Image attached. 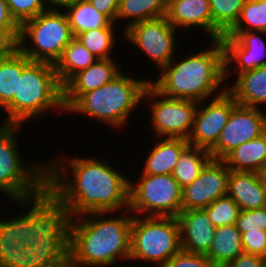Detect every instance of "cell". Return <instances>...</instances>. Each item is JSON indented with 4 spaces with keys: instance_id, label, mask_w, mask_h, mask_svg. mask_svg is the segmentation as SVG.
<instances>
[{
    "instance_id": "6da1fadb",
    "label": "cell",
    "mask_w": 266,
    "mask_h": 267,
    "mask_svg": "<svg viewBox=\"0 0 266 267\" xmlns=\"http://www.w3.org/2000/svg\"><path fill=\"white\" fill-rule=\"evenodd\" d=\"M100 160L81 156L71 158L66 165L61 159L46 163V185L69 208L72 218L90 212L129 210V178Z\"/></svg>"
},
{
    "instance_id": "7a4b0ae2",
    "label": "cell",
    "mask_w": 266,
    "mask_h": 267,
    "mask_svg": "<svg viewBox=\"0 0 266 267\" xmlns=\"http://www.w3.org/2000/svg\"><path fill=\"white\" fill-rule=\"evenodd\" d=\"M113 212H90L72 218L68 267H103L130 258L133 214L110 217ZM101 215V216H100ZM127 216V217H126Z\"/></svg>"
},
{
    "instance_id": "3957f363",
    "label": "cell",
    "mask_w": 266,
    "mask_h": 267,
    "mask_svg": "<svg viewBox=\"0 0 266 267\" xmlns=\"http://www.w3.org/2000/svg\"><path fill=\"white\" fill-rule=\"evenodd\" d=\"M212 42V48L186 55L183 60L173 58L150 84L166 97L205 102L226 80L223 44L220 39Z\"/></svg>"
},
{
    "instance_id": "277c9868",
    "label": "cell",
    "mask_w": 266,
    "mask_h": 267,
    "mask_svg": "<svg viewBox=\"0 0 266 267\" xmlns=\"http://www.w3.org/2000/svg\"><path fill=\"white\" fill-rule=\"evenodd\" d=\"M49 108L66 112L63 86L53 64L30 61L18 75L17 93L5 109L8 116L2 124L23 125L32 117H42Z\"/></svg>"
},
{
    "instance_id": "5b68a950",
    "label": "cell",
    "mask_w": 266,
    "mask_h": 267,
    "mask_svg": "<svg viewBox=\"0 0 266 267\" xmlns=\"http://www.w3.org/2000/svg\"><path fill=\"white\" fill-rule=\"evenodd\" d=\"M124 72L102 87L83 93L65 113L85 114L114 128L127 124L141 104L150 80H137Z\"/></svg>"
},
{
    "instance_id": "8992f818",
    "label": "cell",
    "mask_w": 266,
    "mask_h": 267,
    "mask_svg": "<svg viewBox=\"0 0 266 267\" xmlns=\"http://www.w3.org/2000/svg\"><path fill=\"white\" fill-rule=\"evenodd\" d=\"M22 126L1 124L0 127V191L13 202L38 193L47 178L45 163L25 166L20 156L16 135Z\"/></svg>"
},
{
    "instance_id": "52a82bcc",
    "label": "cell",
    "mask_w": 266,
    "mask_h": 267,
    "mask_svg": "<svg viewBox=\"0 0 266 267\" xmlns=\"http://www.w3.org/2000/svg\"><path fill=\"white\" fill-rule=\"evenodd\" d=\"M73 38L65 12L46 10L20 26L16 47L31 61L55 65Z\"/></svg>"
},
{
    "instance_id": "ba28073f",
    "label": "cell",
    "mask_w": 266,
    "mask_h": 267,
    "mask_svg": "<svg viewBox=\"0 0 266 267\" xmlns=\"http://www.w3.org/2000/svg\"><path fill=\"white\" fill-rule=\"evenodd\" d=\"M180 250L177 217L133 215L129 260L149 261L148 263L156 264V267H162Z\"/></svg>"
},
{
    "instance_id": "9c48e42d",
    "label": "cell",
    "mask_w": 266,
    "mask_h": 267,
    "mask_svg": "<svg viewBox=\"0 0 266 267\" xmlns=\"http://www.w3.org/2000/svg\"><path fill=\"white\" fill-rule=\"evenodd\" d=\"M136 182L130 181L129 210L142 216L177 217L182 211V188L172 175L140 173ZM140 213V214H139Z\"/></svg>"
},
{
    "instance_id": "30bf717a",
    "label": "cell",
    "mask_w": 266,
    "mask_h": 267,
    "mask_svg": "<svg viewBox=\"0 0 266 267\" xmlns=\"http://www.w3.org/2000/svg\"><path fill=\"white\" fill-rule=\"evenodd\" d=\"M14 202L20 207H30L26 214L33 221L31 241L47 240L50 236H70V210L47 185L38 193Z\"/></svg>"
},
{
    "instance_id": "8fae6325",
    "label": "cell",
    "mask_w": 266,
    "mask_h": 267,
    "mask_svg": "<svg viewBox=\"0 0 266 267\" xmlns=\"http://www.w3.org/2000/svg\"><path fill=\"white\" fill-rule=\"evenodd\" d=\"M147 97L156 100L150 105V122L155 136L187 140L193 128L194 116L199 102L166 97L161 95L151 84L143 95V98L146 99Z\"/></svg>"
},
{
    "instance_id": "7c38bea8",
    "label": "cell",
    "mask_w": 266,
    "mask_h": 267,
    "mask_svg": "<svg viewBox=\"0 0 266 267\" xmlns=\"http://www.w3.org/2000/svg\"><path fill=\"white\" fill-rule=\"evenodd\" d=\"M176 31L178 30L164 16L134 23L125 29L122 36L148 55L161 70L174 57Z\"/></svg>"
},
{
    "instance_id": "4fadbf2b",
    "label": "cell",
    "mask_w": 266,
    "mask_h": 267,
    "mask_svg": "<svg viewBox=\"0 0 266 267\" xmlns=\"http://www.w3.org/2000/svg\"><path fill=\"white\" fill-rule=\"evenodd\" d=\"M227 88L221 89V92L219 91V94L211 98V102H207L201 109L199 106H202L204 101L199 102L192 131L187 138L190 145L210 151L217 144L232 109L238 104Z\"/></svg>"
},
{
    "instance_id": "5bb4252c",
    "label": "cell",
    "mask_w": 266,
    "mask_h": 267,
    "mask_svg": "<svg viewBox=\"0 0 266 267\" xmlns=\"http://www.w3.org/2000/svg\"><path fill=\"white\" fill-rule=\"evenodd\" d=\"M266 132V114L259 107L236 105L217 144L209 151L212 159L223 160L238 146Z\"/></svg>"
},
{
    "instance_id": "9a60e30c",
    "label": "cell",
    "mask_w": 266,
    "mask_h": 267,
    "mask_svg": "<svg viewBox=\"0 0 266 267\" xmlns=\"http://www.w3.org/2000/svg\"><path fill=\"white\" fill-rule=\"evenodd\" d=\"M230 172L223 160L211 159L196 180L182 188V211L205 209L226 196Z\"/></svg>"
},
{
    "instance_id": "2e32d148",
    "label": "cell",
    "mask_w": 266,
    "mask_h": 267,
    "mask_svg": "<svg viewBox=\"0 0 266 267\" xmlns=\"http://www.w3.org/2000/svg\"><path fill=\"white\" fill-rule=\"evenodd\" d=\"M266 32H227L221 37L224 47L225 79L230 75L232 62L237 74L266 65V44L260 34ZM231 63V64H230ZM230 65V66H229Z\"/></svg>"
},
{
    "instance_id": "e0dca14e",
    "label": "cell",
    "mask_w": 266,
    "mask_h": 267,
    "mask_svg": "<svg viewBox=\"0 0 266 267\" xmlns=\"http://www.w3.org/2000/svg\"><path fill=\"white\" fill-rule=\"evenodd\" d=\"M122 71L114 58L97 59L87 69L75 74L63 86V104L67 110L83 93L97 89L112 81Z\"/></svg>"
},
{
    "instance_id": "ac0fdd59",
    "label": "cell",
    "mask_w": 266,
    "mask_h": 267,
    "mask_svg": "<svg viewBox=\"0 0 266 267\" xmlns=\"http://www.w3.org/2000/svg\"><path fill=\"white\" fill-rule=\"evenodd\" d=\"M177 219L180 226L181 249L206 255L212 246L216 230L206 211H181Z\"/></svg>"
},
{
    "instance_id": "d6986e66",
    "label": "cell",
    "mask_w": 266,
    "mask_h": 267,
    "mask_svg": "<svg viewBox=\"0 0 266 267\" xmlns=\"http://www.w3.org/2000/svg\"><path fill=\"white\" fill-rule=\"evenodd\" d=\"M165 17L176 28L199 27L213 40V20L209 0H168Z\"/></svg>"
},
{
    "instance_id": "ffe728a7",
    "label": "cell",
    "mask_w": 266,
    "mask_h": 267,
    "mask_svg": "<svg viewBox=\"0 0 266 267\" xmlns=\"http://www.w3.org/2000/svg\"><path fill=\"white\" fill-rule=\"evenodd\" d=\"M226 195L231 197L241 210L265 207L263 174L231 170Z\"/></svg>"
},
{
    "instance_id": "44dd1931",
    "label": "cell",
    "mask_w": 266,
    "mask_h": 267,
    "mask_svg": "<svg viewBox=\"0 0 266 267\" xmlns=\"http://www.w3.org/2000/svg\"><path fill=\"white\" fill-rule=\"evenodd\" d=\"M190 144L183 138H163L149 151L142 174L172 175L182 152Z\"/></svg>"
},
{
    "instance_id": "7402d4cb",
    "label": "cell",
    "mask_w": 266,
    "mask_h": 267,
    "mask_svg": "<svg viewBox=\"0 0 266 267\" xmlns=\"http://www.w3.org/2000/svg\"><path fill=\"white\" fill-rule=\"evenodd\" d=\"M227 87L238 105L257 108L259 104H265L266 65L240 73L233 86Z\"/></svg>"
},
{
    "instance_id": "603a6c76",
    "label": "cell",
    "mask_w": 266,
    "mask_h": 267,
    "mask_svg": "<svg viewBox=\"0 0 266 267\" xmlns=\"http://www.w3.org/2000/svg\"><path fill=\"white\" fill-rule=\"evenodd\" d=\"M223 161L234 171L263 174L266 169V132L238 146Z\"/></svg>"
},
{
    "instance_id": "cb8c5ba5",
    "label": "cell",
    "mask_w": 266,
    "mask_h": 267,
    "mask_svg": "<svg viewBox=\"0 0 266 267\" xmlns=\"http://www.w3.org/2000/svg\"><path fill=\"white\" fill-rule=\"evenodd\" d=\"M31 60L17 47L0 56V106L4 110L12 103L17 93L18 75Z\"/></svg>"
},
{
    "instance_id": "d4e9b609",
    "label": "cell",
    "mask_w": 266,
    "mask_h": 267,
    "mask_svg": "<svg viewBox=\"0 0 266 267\" xmlns=\"http://www.w3.org/2000/svg\"><path fill=\"white\" fill-rule=\"evenodd\" d=\"M243 253L241 233L235 224L216 227L212 246L206 254L213 263L224 267Z\"/></svg>"
},
{
    "instance_id": "484cf974",
    "label": "cell",
    "mask_w": 266,
    "mask_h": 267,
    "mask_svg": "<svg viewBox=\"0 0 266 267\" xmlns=\"http://www.w3.org/2000/svg\"><path fill=\"white\" fill-rule=\"evenodd\" d=\"M98 58L93 55L76 37L64 48L55 63V71L59 82L64 86L75 74L87 69Z\"/></svg>"
},
{
    "instance_id": "4316f807",
    "label": "cell",
    "mask_w": 266,
    "mask_h": 267,
    "mask_svg": "<svg viewBox=\"0 0 266 267\" xmlns=\"http://www.w3.org/2000/svg\"><path fill=\"white\" fill-rule=\"evenodd\" d=\"M66 10L64 12L74 37L91 29L115 27L113 22L97 11L87 0H78Z\"/></svg>"
},
{
    "instance_id": "83f0119b",
    "label": "cell",
    "mask_w": 266,
    "mask_h": 267,
    "mask_svg": "<svg viewBox=\"0 0 266 267\" xmlns=\"http://www.w3.org/2000/svg\"><path fill=\"white\" fill-rule=\"evenodd\" d=\"M212 159L206 149L189 145L181 154L172 176L181 188L191 184Z\"/></svg>"
},
{
    "instance_id": "f1b7e54d",
    "label": "cell",
    "mask_w": 266,
    "mask_h": 267,
    "mask_svg": "<svg viewBox=\"0 0 266 267\" xmlns=\"http://www.w3.org/2000/svg\"><path fill=\"white\" fill-rule=\"evenodd\" d=\"M168 0H120L117 19L129 18L130 22L124 30L134 23L164 17L167 11Z\"/></svg>"
},
{
    "instance_id": "f546056e",
    "label": "cell",
    "mask_w": 266,
    "mask_h": 267,
    "mask_svg": "<svg viewBox=\"0 0 266 267\" xmlns=\"http://www.w3.org/2000/svg\"><path fill=\"white\" fill-rule=\"evenodd\" d=\"M213 39H221L237 22L246 0H209Z\"/></svg>"
},
{
    "instance_id": "4dcf8cb0",
    "label": "cell",
    "mask_w": 266,
    "mask_h": 267,
    "mask_svg": "<svg viewBox=\"0 0 266 267\" xmlns=\"http://www.w3.org/2000/svg\"><path fill=\"white\" fill-rule=\"evenodd\" d=\"M114 30V27L91 29L75 37L98 59H110V51L115 47L117 40Z\"/></svg>"
},
{
    "instance_id": "1f68e13d",
    "label": "cell",
    "mask_w": 266,
    "mask_h": 267,
    "mask_svg": "<svg viewBox=\"0 0 266 267\" xmlns=\"http://www.w3.org/2000/svg\"><path fill=\"white\" fill-rule=\"evenodd\" d=\"M266 32V0H246L236 24L228 32Z\"/></svg>"
},
{
    "instance_id": "d6a6232c",
    "label": "cell",
    "mask_w": 266,
    "mask_h": 267,
    "mask_svg": "<svg viewBox=\"0 0 266 267\" xmlns=\"http://www.w3.org/2000/svg\"><path fill=\"white\" fill-rule=\"evenodd\" d=\"M214 227L236 224L241 211L239 205L229 196L218 198L205 209Z\"/></svg>"
},
{
    "instance_id": "836d02e7",
    "label": "cell",
    "mask_w": 266,
    "mask_h": 267,
    "mask_svg": "<svg viewBox=\"0 0 266 267\" xmlns=\"http://www.w3.org/2000/svg\"><path fill=\"white\" fill-rule=\"evenodd\" d=\"M30 247L46 253L59 267H68L70 236H50L47 240L31 241Z\"/></svg>"
},
{
    "instance_id": "e575fe53",
    "label": "cell",
    "mask_w": 266,
    "mask_h": 267,
    "mask_svg": "<svg viewBox=\"0 0 266 267\" xmlns=\"http://www.w3.org/2000/svg\"><path fill=\"white\" fill-rule=\"evenodd\" d=\"M4 267H59L46 253L35 252L30 246L18 247L2 262Z\"/></svg>"
},
{
    "instance_id": "d590c367",
    "label": "cell",
    "mask_w": 266,
    "mask_h": 267,
    "mask_svg": "<svg viewBox=\"0 0 266 267\" xmlns=\"http://www.w3.org/2000/svg\"><path fill=\"white\" fill-rule=\"evenodd\" d=\"M11 15L21 26L24 22L48 10L44 0H6Z\"/></svg>"
},
{
    "instance_id": "8d00e7d4",
    "label": "cell",
    "mask_w": 266,
    "mask_h": 267,
    "mask_svg": "<svg viewBox=\"0 0 266 267\" xmlns=\"http://www.w3.org/2000/svg\"><path fill=\"white\" fill-rule=\"evenodd\" d=\"M235 225L241 234L249 230L266 231V206L255 210H241Z\"/></svg>"
},
{
    "instance_id": "74e56055",
    "label": "cell",
    "mask_w": 266,
    "mask_h": 267,
    "mask_svg": "<svg viewBox=\"0 0 266 267\" xmlns=\"http://www.w3.org/2000/svg\"><path fill=\"white\" fill-rule=\"evenodd\" d=\"M162 267H218L204 254L190 253L180 250Z\"/></svg>"
},
{
    "instance_id": "f35d334b",
    "label": "cell",
    "mask_w": 266,
    "mask_h": 267,
    "mask_svg": "<svg viewBox=\"0 0 266 267\" xmlns=\"http://www.w3.org/2000/svg\"><path fill=\"white\" fill-rule=\"evenodd\" d=\"M32 224L33 221L26 213L10 219V235L19 243V246L22 248H27L30 246Z\"/></svg>"
},
{
    "instance_id": "ab89813d",
    "label": "cell",
    "mask_w": 266,
    "mask_h": 267,
    "mask_svg": "<svg viewBox=\"0 0 266 267\" xmlns=\"http://www.w3.org/2000/svg\"><path fill=\"white\" fill-rule=\"evenodd\" d=\"M244 253L266 259V231H247L241 234Z\"/></svg>"
},
{
    "instance_id": "60d3db41",
    "label": "cell",
    "mask_w": 266,
    "mask_h": 267,
    "mask_svg": "<svg viewBox=\"0 0 266 267\" xmlns=\"http://www.w3.org/2000/svg\"><path fill=\"white\" fill-rule=\"evenodd\" d=\"M0 27L17 43L20 25L11 15L6 0H0Z\"/></svg>"
},
{
    "instance_id": "b9f144b4",
    "label": "cell",
    "mask_w": 266,
    "mask_h": 267,
    "mask_svg": "<svg viewBox=\"0 0 266 267\" xmlns=\"http://www.w3.org/2000/svg\"><path fill=\"white\" fill-rule=\"evenodd\" d=\"M19 246V243L10 235V219L0 221V262L5 260V255L11 254Z\"/></svg>"
},
{
    "instance_id": "7bdbcfd3",
    "label": "cell",
    "mask_w": 266,
    "mask_h": 267,
    "mask_svg": "<svg viewBox=\"0 0 266 267\" xmlns=\"http://www.w3.org/2000/svg\"><path fill=\"white\" fill-rule=\"evenodd\" d=\"M93 7L104 14L111 22H116L120 0H87Z\"/></svg>"
},
{
    "instance_id": "ee69618b",
    "label": "cell",
    "mask_w": 266,
    "mask_h": 267,
    "mask_svg": "<svg viewBox=\"0 0 266 267\" xmlns=\"http://www.w3.org/2000/svg\"><path fill=\"white\" fill-rule=\"evenodd\" d=\"M224 267H266V259L258 255L243 253Z\"/></svg>"
},
{
    "instance_id": "f6af8a7d",
    "label": "cell",
    "mask_w": 266,
    "mask_h": 267,
    "mask_svg": "<svg viewBox=\"0 0 266 267\" xmlns=\"http://www.w3.org/2000/svg\"><path fill=\"white\" fill-rule=\"evenodd\" d=\"M17 43L0 27V56L12 52Z\"/></svg>"
},
{
    "instance_id": "bcb514c9",
    "label": "cell",
    "mask_w": 266,
    "mask_h": 267,
    "mask_svg": "<svg viewBox=\"0 0 266 267\" xmlns=\"http://www.w3.org/2000/svg\"><path fill=\"white\" fill-rule=\"evenodd\" d=\"M48 10H58L72 6L78 0H44ZM49 4V6H48ZM53 5V6H51ZM50 7V8H49ZM56 7V8H55ZM58 7V8H57ZM63 7V8H62Z\"/></svg>"
},
{
    "instance_id": "7dc6e473",
    "label": "cell",
    "mask_w": 266,
    "mask_h": 267,
    "mask_svg": "<svg viewBox=\"0 0 266 267\" xmlns=\"http://www.w3.org/2000/svg\"><path fill=\"white\" fill-rule=\"evenodd\" d=\"M263 187H264V193L266 195V175L263 173Z\"/></svg>"
}]
</instances>
